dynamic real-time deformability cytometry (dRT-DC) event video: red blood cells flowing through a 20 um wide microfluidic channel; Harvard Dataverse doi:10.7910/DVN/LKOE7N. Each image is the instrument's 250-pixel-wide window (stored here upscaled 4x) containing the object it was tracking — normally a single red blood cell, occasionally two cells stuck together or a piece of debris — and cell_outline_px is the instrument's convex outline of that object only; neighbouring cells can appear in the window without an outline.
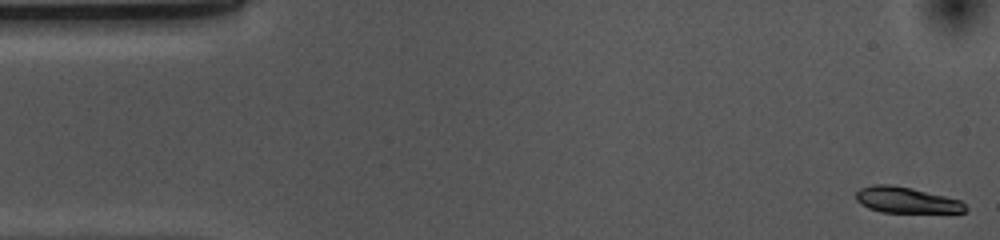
{"species": "common noctule bat (a hibernating species)", "species_latin": "Nyctalus noctula", "temperature_condition": "cold", "stored_images_in_passage": 53, "camera_frame_rate_fps": 3000, "um_per_image_px": 0.085, "animal": {"sex": "female", "body_mass_g": 10.0, "forearm_length_mm": 53.1}, "frame": {"image": 1, "passage_image": 1, "time_ms": 0.0, "image_size_px": [1000, 240], "cell_outline_px": [[968, 208], [964, 212], [880, 212], [868, 208], [860, 204], [856, 200], [856, 192], [860, 188], [872, 184], [888, 184], [912, 188], [960, 200]], "centroid_in_image_um": [76.99, 17.0], "position_along_channel_um": 8.0, "area_um2": 16.47}}
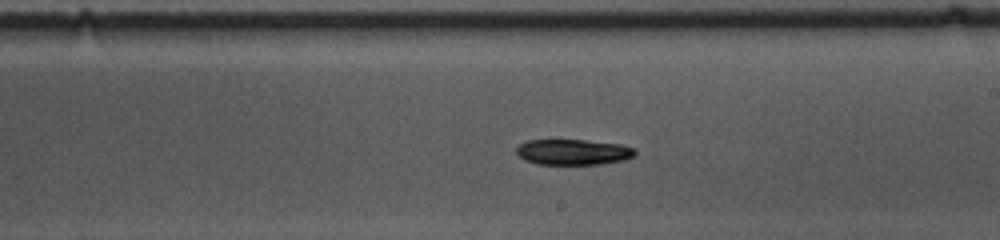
{"frame": {"image": 2, "passage_image": 29, "time_ms": 9.333, "image_size_px": [1000, 240], "cell_outline_px": [[636, 156], [624, 160], [600, 164], [536, 164], [524, 160], [516, 152], [516, 148], [520, 144], [528, 140], [584, 140], [620, 144], [632, 148], [636, 152]], "centroid_in_image_um": [48.71, 12.93], "position_along_channel_um": 240.3, "area_um2": 17.69}}
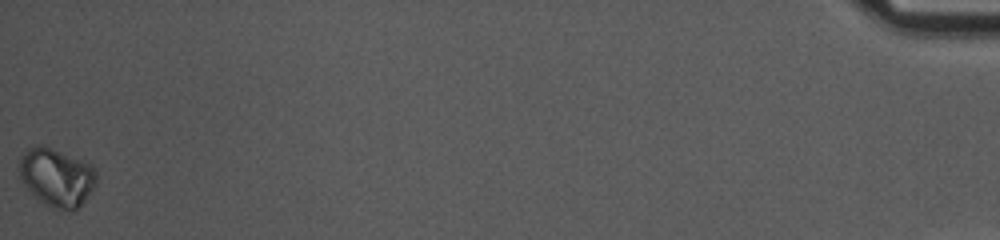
{"frame": {"image": 3, "passage_image": 53, "time_ms": 17.333, "image_size_px": [1000, 240], "cell_outline_px": [[96, 184], [76, 212], [52, 208], [44, 204], [24, 184], [20, 176], [20, 156], [28, 148], [48, 148], [92, 164], [96, 172]], "centroid_in_image_um": [4.86, 15.13], "position_along_channel_um": 430.3, "area_um2": 25.55}, "authors_computed_cell_mechanics": {"area_um2": 18.4382, "velocity_mm_per_s": 3.6694, "shape_relaxation_time_tau1_ms": 2.3566, "shape_relaxation_time_tau2_ms": null, "deformation_change_tau1": 0.0653, "deformation_change_tau2": null}}